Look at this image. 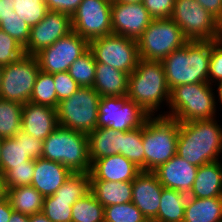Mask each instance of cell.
<instances>
[{
  "instance_id": "obj_1",
  "label": "cell",
  "mask_w": 222,
  "mask_h": 222,
  "mask_svg": "<svg viewBox=\"0 0 222 222\" xmlns=\"http://www.w3.org/2000/svg\"><path fill=\"white\" fill-rule=\"evenodd\" d=\"M222 153V127L215 118L179 123L176 155L200 167L218 161Z\"/></svg>"
},
{
  "instance_id": "obj_2",
  "label": "cell",
  "mask_w": 222,
  "mask_h": 222,
  "mask_svg": "<svg viewBox=\"0 0 222 222\" xmlns=\"http://www.w3.org/2000/svg\"><path fill=\"white\" fill-rule=\"evenodd\" d=\"M211 41H188L163 59L166 82L170 91L182 84L208 83Z\"/></svg>"
},
{
  "instance_id": "obj_3",
  "label": "cell",
  "mask_w": 222,
  "mask_h": 222,
  "mask_svg": "<svg viewBox=\"0 0 222 222\" xmlns=\"http://www.w3.org/2000/svg\"><path fill=\"white\" fill-rule=\"evenodd\" d=\"M126 96L148 116H154L163 101L169 105L170 89L162 62L139 58L135 70L129 75Z\"/></svg>"
},
{
  "instance_id": "obj_4",
  "label": "cell",
  "mask_w": 222,
  "mask_h": 222,
  "mask_svg": "<svg viewBox=\"0 0 222 222\" xmlns=\"http://www.w3.org/2000/svg\"><path fill=\"white\" fill-rule=\"evenodd\" d=\"M213 90L211 84L205 82L174 87L170 91V111L163 113L164 116L179 123L215 118L217 102Z\"/></svg>"
},
{
  "instance_id": "obj_5",
  "label": "cell",
  "mask_w": 222,
  "mask_h": 222,
  "mask_svg": "<svg viewBox=\"0 0 222 222\" xmlns=\"http://www.w3.org/2000/svg\"><path fill=\"white\" fill-rule=\"evenodd\" d=\"M42 158L59 162L73 173H89L91 162L87 134L58 126L43 141Z\"/></svg>"
},
{
  "instance_id": "obj_6",
  "label": "cell",
  "mask_w": 222,
  "mask_h": 222,
  "mask_svg": "<svg viewBox=\"0 0 222 222\" xmlns=\"http://www.w3.org/2000/svg\"><path fill=\"white\" fill-rule=\"evenodd\" d=\"M179 122L163 114L149 116L142 125L145 171H154L176 155Z\"/></svg>"
},
{
  "instance_id": "obj_7",
  "label": "cell",
  "mask_w": 222,
  "mask_h": 222,
  "mask_svg": "<svg viewBox=\"0 0 222 222\" xmlns=\"http://www.w3.org/2000/svg\"><path fill=\"white\" fill-rule=\"evenodd\" d=\"M100 98L93 87H79L69 98L58 103V125L88 135L97 128Z\"/></svg>"
},
{
  "instance_id": "obj_8",
  "label": "cell",
  "mask_w": 222,
  "mask_h": 222,
  "mask_svg": "<svg viewBox=\"0 0 222 222\" xmlns=\"http://www.w3.org/2000/svg\"><path fill=\"white\" fill-rule=\"evenodd\" d=\"M188 41L171 18L153 19L137 40L139 58L162 61Z\"/></svg>"
},
{
  "instance_id": "obj_9",
  "label": "cell",
  "mask_w": 222,
  "mask_h": 222,
  "mask_svg": "<svg viewBox=\"0 0 222 222\" xmlns=\"http://www.w3.org/2000/svg\"><path fill=\"white\" fill-rule=\"evenodd\" d=\"M39 72L35 55L24 54L3 66L0 98L22 104L29 102Z\"/></svg>"
},
{
  "instance_id": "obj_10",
  "label": "cell",
  "mask_w": 222,
  "mask_h": 222,
  "mask_svg": "<svg viewBox=\"0 0 222 222\" xmlns=\"http://www.w3.org/2000/svg\"><path fill=\"white\" fill-rule=\"evenodd\" d=\"M170 18L189 41L218 40V20L196 0H175Z\"/></svg>"
},
{
  "instance_id": "obj_11",
  "label": "cell",
  "mask_w": 222,
  "mask_h": 222,
  "mask_svg": "<svg viewBox=\"0 0 222 222\" xmlns=\"http://www.w3.org/2000/svg\"><path fill=\"white\" fill-rule=\"evenodd\" d=\"M89 49L96 63L109 65L129 75L139 60L137 41L115 34L89 41Z\"/></svg>"
},
{
  "instance_id": "obj_12",
  "label": "cell",
  "mask_w": 222,
  "mask_h": 222,
  "mask_svg": "<svg viewBox=\"0 0 222 222\" xmlns=\"http://www.w3.org/2000/svg\"><path fill=\"white\" fill-rule=\"evenodd\" d=\"M148 117V114L127 96L101 97L97 127H109L124 132L140 127Z\"/></svg>"
},
{
  "instance_id": "obj_13",
  "label": "cell",
  "mask_w": 222,
  "mask_h": 222,
  "mask_svg": "<svg viewBox=\"0 0 222 222\" xmlns=\"http://www.w3.org/2000/svg\"><path fill=\"white\" fill-rule=\"evenodd\" d=\"M112 0H82L71 16L72 31L88 42L112 34Z\"/></svg>"
},
{
  "instance_id": "obj_14",
  "label": "cell",
  "mask_w": 222,
  "mask_h": 222,
  "mask_svg": "<svg viewBox=\"0 0 222 222\" xmlns=\"http://www.w3.org/2000/svg\"><path fill=\"white\" fill-rule=\"evenodd\" d=\"M89 48V42L72 31L53 45L35 54L41 71L49 74L67 72L70 66Z\"/></svg>"
},
{
  "instance_id": "obj_15",
  "label": "cell",
  "mask_w": 222,
  "mask_h": 222,
  "mask_svg": "<svg viewBox=\"0 0 222 222\" xmlns=\"http://www.w3.org/2000/svg\"><path fill=\"white\" fill-rule=\"evenodd\" d=\"M43 140L20 130L12 138L2 139L0 171L5 175L15 166L27 165L31 159L42 157Z\"/></svg>"
},
{
  "instance_id": "obj_16",
  "label": "cell",
  "mask_w": 222,
  "mask_h": 222,
  "mask_svg": "<svg viewBox=\"0 0 222 222\" xmlns=\"http://www.w3.org/2000/svg\"><path fill=\"white\" fill-rule=\"evenodd\" d=\"M112 34L138 40L153 18L141 3H121L112 1Z\"/></svg>"
},
{
  "instance_id": "obj_17",
  "label": "cell",
  "mask_w": 222,
  "mask_h": 222,
  "mask_svg": "<svg viewBox=\"0 0 222 222\" xmlns=\"http://www.w3.org/2000/svg\"><path fill=\"white\" fill-rule=\"evenodd\" d=\"M70 32H72L71 16L57 11H48L37 25L31 27L30 38L24 47V52L35 55Z\"/></svg>"
},
{
  "instance_id": "obj_18",
  "label": "cell",
  "mask_w": 222,
  "mask_h": 222,
  "mask_svg": "<svg viewBox=\"0 0 222 222\" xmlns=\"http://www.w3.org/2000/svg\"><path fill=\"white\" fill-rule=\"evenodd\" d=\"M163 188L151 171H141L132 181V202L146 219L157 217Z\"/></svg>"
},
{
  "instance_id": "obj_19",
  "label": "cell",
  "mask_w": 222,
  "mask_h": 222,
  "mask_svg": "<svg viewBox=\"0 0 222 222\" xmlns=\"http://www.w3.org/2000/svg\"><path fill=\"white\" fill-rule=\"evenodd\" d=\"M198 167L174 155L166 163L152 171L164 188L189 194L197 175Z\"/></svg>"
},
{
  "instance_id": "obj_20",
  "label": "cell",
  "mask_w": 222,
  "mask_h": 222,
  "mask_svg": "<svg viewBox=\"0 0 222 222\" xmlns=\"http://www.w3.org/2000/svg\"><path fill=\"white\" fill-rule=\"evenodd\" d=\"M142 170L121 154L95 160L91 164L90 180L132 182Z\"/></svg>"
},
{
  "instance_id": "obj_21",
  "label": "cell",
  "mask_w": 222,
  "mask_h": 222,
  "mask_svg": "<svg viewBox=\"0 0 222 222\" xmlns=\"http://www.w3.org/2000/svg\"><path fill=\"white\" fill-rule=\"evenodd\" d=\"M58 126L56 108L32 102L22 105L21 130L29 135L44 141Z\"/></svg>"
},
{
  "instance_id": "obj_22",
  "label": "cell",
  "mask_w": 222,
  "mask_h": 222,
  "mask_svg": "<svg viewBox=\"0 0 222 222\" xmlns=\"http://www.w3.org/2000/svg\"><path fill=\"white\" fill-rule=\"evenodd\" d=\"M73 172L63 164L44 159H35L34 176L31 182L43 197L52 196Z\"/></svg>"
},
{
  "instance_id": "obj_23",
  "label": "cell",
  "mask_w": 222,
  "mask_h": 222,
  "mask_svg": "<svg viewBox=\"0 0 222 222\" xmlns=\"http://www.w3.org/2000/svg\"><path fill=\"white\" fill-rule=\"evenodd\" d=\"M129 74L103 63H96L94 90L101 97H124L128 92Z\"/></svg>"
},
{
  "instance_id": "obj_24",
  "label": "cell",
  "mask_w": 222,
  "mask_h": 222,
  "mask_svg": "<svg viewBox=\"0 0 222 222\" xmlns=\"http://www.w3.org/2000/svg\"><path fill=\"white\" fill-rule=\"evenodd\" d=\"M221 160L198 167L197 175L188 196L194 198L222 197Z\"/></svg>"
},
{
  "instance_id": "obj_25",
  "label": "cell",
  "mask_w": 222,
  "mask_h": 222,
  "mask_svg": "<svg viewBox=\"0 0 222 222\" xmlns=\"http://www.w3.org/2000/svg\"><path fill=\"white\" fill-rule=\"evenodd\" d=\"M87 136L91 164L100 158L121 154L122 132L109 127H97Z\"/></svg>"
},
{
  "instance_id": "obj_26",
  "label": "cell",
  "mask_w": 222,
  "mask_h": 222,
  "mask_svg": "<svg viewBox=\"0 0 222 222\" xmlns=\"http://www.w3.org/2000/svg\"><path fill=\"white\" fill-rule=\"evenodd\" d=\"M222 197L194 198L188 196L183 222H220Z\"/></svg>"
},
{
  "instance_id": "obj_27",
  "label": "cell",
  "mask_w": 222,
  "mask_h": 222,
  "mask_svg": "<svg viewBox=\"0 0 222 222\" xmlns=\"http://www.w3.org/2000/svg\"><path fill=\"white\" fill-rule=\"evenodd\" d=\"M90 192L104 206L132 201V182L90 180Z\"/></svg>"
},
{
  "instance_id": "obj_28",
  "label": "cell",
  "mask_w": 222,
  "mask_h": 222,
  "mask_svg": "<svg viewBox=\"0 0 222 222\" xmlns=\"http://www.w3.org/2000/svg\"><path fill=\"white\" fill-rule=\"evenodd\" d=\"M7 198L14 211L27 216L43 210L44 197L31 185L7 189Z\"/></svg>"
},
{
  "instance_id": "obj_29",
  "label": "cell",
  "mask_w": 222,
  "mask_h": 222,
  "mask_svg": "<svg viewBox=\"0 0 222 222\" xmlns=\"http://www.w3.org/2000/svg\"><path fill=\"white\" fill-rule=\"evenodd\" d=\"M187 198L188 194L186 193L163 188L158 215L154 220L158 222H183Z\"/></svg>"
},
{
  "instance_id": "obj_30",
  "label": "cell",
  "mask_w": 222,
  "mask_h": 222,
  "mask_svg": "<svg viewBox=\"0 0 222 222\" xmlns=\"http://www.w3.org/2000/svg\"><path fill=\"white\" fill-rule=\"evenodd\" d=\"M22 105L0 98V138H12L21 130Z\"/></svg>"
},
{
  "instance_id": "obj_31",
  "label": "cell",
  "mask_w": 222,
  "mask_h": 222,
  "mask_svg": "<svg viewBox=\"0 0 222 222\" xmlns=\"http://www.w3.org/2000/svg\"><path fill=\"white\" fill-rule=\"evenodd\" d=\"M72 222H104V206L89 192L72 205Z\"/></svg>"
},
{
  "instance_id": "obj_32",
  "label": "cell",
  "mask_w": 222,
  "mask_h": 222,
  "mask_svg": "<svg viewBox=\"0 0 222 222\" xmlns=\"http://www.w3.org/2000/svg\"><path fill=\"white\" fill-rule=\"evenodd\" d=\"M121 155L135 163L145 171V151L142 144V125L138 128L122 132Z\"/></svg>"
},
{
  "instance_id": "obj_33",
  "label": "cell",
  "mask_w": 222,
  "mask_h": 222,
  "mask_svg": "<svg viewBox=\"0 0 222 222\" xmlns=\"http://www.w3.org/2000/svg\"><path fill=\"white\" fill-rule=\"evenodd\" d=\"M29 102L57 108V94L53 74L45 73L40 70Z\"/></svg>"
},
{
  "instance_id": "obj_34",
  "label": "cell",
  "mask_w": 222,
  "mask_h": 222,
  "mask_svg": "<svg viewBox=\"0 0 222 222\" xmlns=\"http://www.w3.org/2000/svg\"><path fill=\"white\" fill-rule=\"evenodd\" d=\"M89 192L90 173H72L52 196L64 200H78Z\"/></svg>"
},
{
  "instance_id": "obj_35",
  "label": "cell",
  "mask_w": 222,
  "mask_h": 222,
  "mask_svg": "<svg viewBox=\"0 0 222 222\" xmlns=\"http://www.w3.org/2000/svg\"><path fill=\"white\" fill-rule=\"evenodd\" d=\"M68 72L80 87H93L96 61L89 48L70 66Z\"/></svg>"
},
{
  "instance_id": "obj_36",
  "label": "cell",
  "mask_w": 222,
  "mask_h": 222,
  "mask_svg": "<svg viewBox=\"0 0 222 222\" xmlns=\"http://www.w3.org/2000/svg\"><path fill=\"white\" fill-rule=\"evenodd\" d=\"M14 12L29 27L37 25L49 11L45 0H13Z\"/></svg>"
},
{
  "instance_id": "obj_37",
  "label": "cell",
  "mask_w": 222,
  "mask_h": 222,
  "mask_svg": "<svg viewBox=\"0 0 222 222\" xmlns=\"http://www.w3.org/2000/svg\"><path fill=\"white\" fill-rule=\"evenodd\" d=\"M76 201L44 197L42 213L52 222H72V205Z\"/></svg>"
},
{
  "instance_id": "obj_38",
  "label": "cell",
  "mask_w": 222,
  "mask_h": 222,
  "mask_svg": "<svg viewBox=\"0 0 222 222\" xmlns=\"http://www.w3.org/2000/svg\"><path fill=\"white\" fill-rule=\"evenodd\" d=\"M146 218L131 201L104 207V222H144Z\"/></svg>"
},
{
  "instance_id": "obj_39",
  "label": "cell",
  "mask_w": 222,
  "mask_h": 222,
  "mask_svg": "<svg viewBox=\"0 0 222 222\" xmlns=\"http://www.w3.org/2000/svg\"><path fill=\"white\" fill-rule=\"evenodd\" d=\"M0 29L14 38L23 47L27 45L31 27L20 19L15 12L7 13L3 17H0Z\"/></svg>"
},
{
  "instance_id": "obj_40",
  "label": "cell",
  "mask_w": 222,
  "mask_h": 222,
  "mask_svg": "<svg viewBox=\"0 0 222 222\" xmlns=\"http://www.w3.org/2000/svg\"><path fill=\"white\" fill-rule=\"evenodd\" d=\"M34 168L35 159H31L27 165H19L10 169L4 175L7 189L31 185L34 176Z\"/></svg>"
},
{
  "instance_id": "obj_41",
  "label": "cell",
  "mask_w": 222,
  "mask_h": 222,
  "mask_svg": "<svg viewBox=\"0 0 222 222\" xmlns=\"http://www.w3.org/2000/svg\"><path fill=\"white\" fill-rule=\"evenodd\" d=\"M24 54V47L0 29V65H9Z\"/></svg>"
},
{
  "instance_id": "obj_42",
  "label": "cell",
  "mask_w": 222,
  "mask_h": 222,
  "mask_svg": "<svg viewBox=\"0 0 222 222\" xmlns=\"http://www.w3.org/2000/svg\"><path fill=\"white\" fill-rule=\"evenodd\" d=\"M55 90L58 103L69 98L80 87L77 82L70 76L69 72H59L53 74Z\"/></svg>"
},
{
  "instance_id": "obj_43",
  "label": "cell",
  "mask_w": 222,
  "mask_h": 222,
  "mask_svg": "<svg viewBox=\"0 0 222 222\" xmlns=\"http://www.w3.org/2000/svg\"><path fill=\"white\" fill-rule=\"evenodd\" d=\"M213 81V82H212ZM222 82V42L212 40V52L209 60L208 83Z\"/></svg>"
},
{
  "instance_id": "obj_44",
  "label": "cell",
  "mask_w": 222,
  "mask_h": 222,
  "mask_svg": "<svg viewBox=\"0 0 222 222\" xmlns=\"http://www.w3.org/2000/svg\"><path fill=\"white\" fill-rule=\"evenodd\" d=\"M142 4L153 19L170 18L175 0H143Z\"/></svg>"
},
{
  "instance_id": "obj_45",
  "label": "cell",
  "mask_w": 222,
  "mask_h": 222,
  "mask_svg": "<svg viewBox=\"0 0 222 222\" xmlns=\"http://www.w3.org/2000/svg\"><path fill=\"white\" fill-rule=\"evenodd\" d=\"M82 0H45L49 11H57L72 16Z\"/></svg>"
},
{
  "instance_id": "obj_46",
  "label": "cell",
  "mask_w": 222,
  "mask_h": 222,
  "mask_svg": "<svg viewBox=\"0 0 222 222\" xmlns=\"http://www.w3.org/2000/svg\"><path fill=\"white\" fill-rule=\"evenodd\" d=\"M218 21L222 17V0H196Z\"/></svg>"
},
{
  "instance_id": "obj_47",
  "label": "cell",
  "mask_w": 222,
  "mask_h": 222,
  "mask_svg": "<svg viewBox=\"0 0 222 222\" xmlns=\"http://www.w3.org/2000/svg\"><path fill=\"white\" fill-rule=\"evenodd\" d=\"M13 209L8 198L0 200V222H9Z\"/></svg>"
},
{
  "instance_id": "obj_48",
  "label": "cell",
  "mask_w": 222,
  "mask_h": 222,
  "mask_svg": "<svg viewBox=\"0 0 222 222\" xmlns=\"http://www.w3.org/2000/svg\"><path fill=\"white\" fill-rule=\"evenodd\" d=\"M14 12L13 0H0V17H3L7 13Z\"/></svg>"
},
{
  "instance_id": "obj_49",
  "label": "cell",
  "mask_w": 222,
  "mask_h": 222,
  "mask_svg": "<svg viewBox=\"0 0 222 222\" xmlns=\"http://www.w3.org/2000/svg\"><path fill=\"white\" fill-rule=\"evenodd\" d=\"M9 222H29V216L13 210Z\"/></svg>"
},
{
  "instance_id": "obj_50",
  "label": "cell",
  "mask_w": 222,
  "mask_h": 222,
  "mask_svg": "<svg viewBox=\"0 0 222 222\" xmlns=\"http://www.w3.org/2000/svg\"><path fill=\"white\" fill-rule=\"evenodd\" d=\"M7 197V186L4 174L0 171V200Z\"/></svg>"
},
{
  "instance_id": "obj_51",
  "label": "cell",
  "mask_w": 222,
  "mask_h": 222,
  "mask_svg": "<svg viewBox=\"0 0 222 222\" xmlns=\"http://www.w3.org/2000/svg\"><path fill=\"white\" fill-rule=\"evenodd\" d=\"M29 222H52L42 212L29 216Z\"/></svg>"
},
{
  "instance_id": "obj_52",
  "label": "cell",
  "mask_w": 222,
  "mask_h": 222,
  "mask_svg": "<svg viewBox=\"0 0 222 222\" xmlns=\"http://www.w3.org/2000/svg\"><path fill=\"white\" fill-rule=\"evenodd\" d=\"M217 86H218V88L216 90V92L218 93L217 98L219 97L218 101H219V103H221L220 105H222V82L217 83Z\"/></svg>"
},
{
  "instance_id": "obj_53",
  "label": "cell",
  "mask_w": 222,
  "mask_h": 222,
  "mask_svg": "<svg viewBox=\"0 0 222 222\" xmlns=\"http://www.w3.org/2000/svg\"><path fill=\"white\" fill-rule=\"evenodd\" d=\"M218 28H219L218 40L222 42V17L218 21Z\"/></svg>"
},
{
  "instance_id": "obj_54",
  "label": "cell",
  "mask_w": 222,
  "mask_h": 222,
  "mask_svg": "<svg viewBox=\"0 0 222 222\" xmlns=\"http://www.w3.org/2000/svg\"><path fill=\"white\" fill-rule=\"evenodd\" d=\"M121 3H141L143 0H112Z\"/></svg>"
},
{
  "instance_id": "obj_55",
  "label": "cell",
  "mask_w": 222,
  "mask_h": 222,
  "mask_svg": "<svg viewBox=\"0 0 222 222\" xmlns=\"http://www.w3.org/2000/svg\"><path fill=\"white\" fill-rule=\"evenodd\" d=\"M2 71H3V66L0 65V87H1V81H2Z\"/></svg>"
},
{
  "instance_id": "obj_56",
  "label": "cell",
  "mask_w": 222,
  "mask_h": 222,
  "mask_svg": "<svg viewBox=\"0 0 222 222\" xmlns=\"http://www.w3.org/2000/svg\"><path fill=\"white\" fill-rule=\"evenodd\" d=\"M144 222H158V221H156V220H148V219H146Z\"/></svg>"
},
{
  "instance_id": "obj_57",
  "label": "cell",
  "mask_w": 222,
  "mask_h": 222,
  "mask_svg": "<svg viewBox=\"0 0 222 222\" xmlns=\"http://www.w3.org/2000/svg\"><path fill=\"white\" fill-rule=\"evenodd\" d=\"M1 144H2V138H0V148H1Z\"/></svg>"
}]
</instances>
